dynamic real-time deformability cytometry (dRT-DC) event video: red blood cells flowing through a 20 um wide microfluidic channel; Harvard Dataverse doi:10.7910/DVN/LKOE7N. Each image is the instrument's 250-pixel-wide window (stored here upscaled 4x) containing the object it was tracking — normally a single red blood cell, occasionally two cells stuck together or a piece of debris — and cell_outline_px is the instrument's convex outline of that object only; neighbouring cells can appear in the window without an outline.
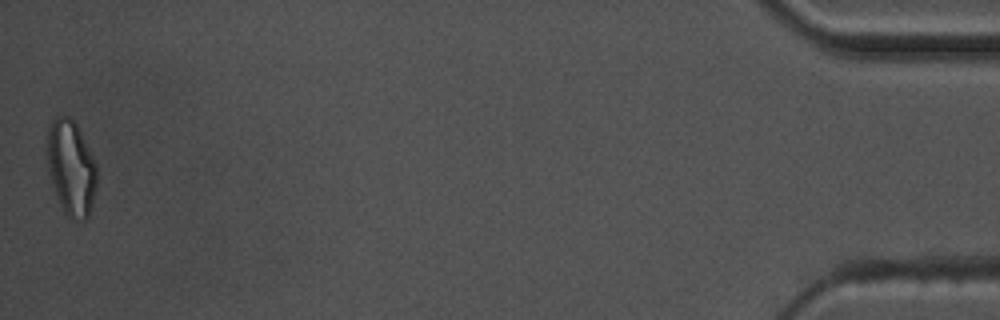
{"species": "common noctule bat (a hibernating species)", "species_latin": "Nyctalus noctula", "temperature_condition": "warm", "stored_images_in_passage": 56, "camera_frame_rate_fps": 3000, "um_per_image_px": 0.085, "animal": {"sex": "male", "body_mass_g": 17.5, "forearm_length_mm": 52.3}, "frame": {"image": 1, "passage_image": 56, "time_ms": 18.333, "image_size_px": [1000, 320], "cell_outline_px": [[96, 184], [92, 204], [88, 216], [84, 220], [72, 220], [64, 212], [60, 204], [52, 184], [48, 168], [48, 124], [52, 116], [68, 116], [76, 124], [96, 164]], "centroid_in_image_um": [6.03, 14.26], "position_along_channel_um": 429.2, "area_um2": 27.22}, "authors_computed_cell_mechanics": {"area_um2": 17.9758, "velocity_mm_per_s": 3.6072, "shape_relaxation_time_tau1_ms": 4.1086, "shape_relaxation_time_tau2_ms": 1.8618, "deformation_change_tau1": 0.1628, "deformation_change_tau2": 0.0841}}